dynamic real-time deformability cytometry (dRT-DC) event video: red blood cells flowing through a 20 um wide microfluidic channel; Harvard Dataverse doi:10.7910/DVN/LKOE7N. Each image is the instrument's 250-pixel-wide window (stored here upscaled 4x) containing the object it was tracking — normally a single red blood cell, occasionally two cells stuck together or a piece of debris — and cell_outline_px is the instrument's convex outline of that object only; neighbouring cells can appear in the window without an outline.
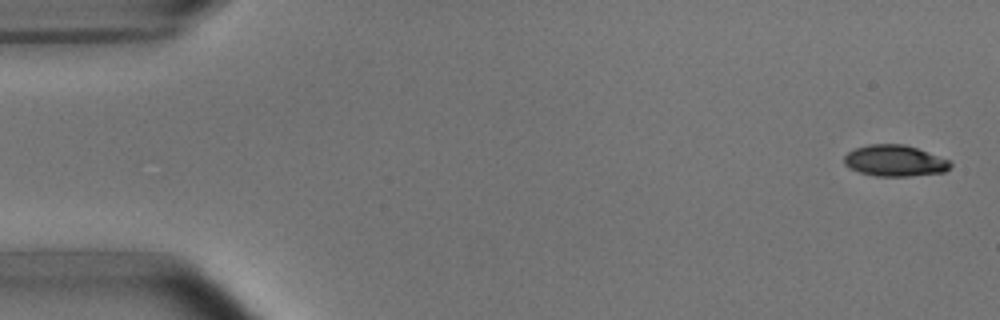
{"species": "common noctule bat (a hibernating species)", "species_latin": "Nyctalus noctula", "temperature_condition": "room temperature", "stored_images_in_passage": 4, "camera_frame_rate_fps": 3000, "um_per_image_px": 0.085, "animal": {"sex": "male", "body_mass_g": 15.6}, "frame": {"image": 1, "passage_image": 1, "time_ms": 0.0, "image_size_px": [1000, 320], "cell_outline_px": [[952, 164], [944, 172], [908, 176], [876, 176], [860, 172], [844, 164], [844, 156], [848, 152], [856, 148], [868, 144], [904, 144], [928, 152], [948, 160]], "centroid_in_image_um": [76.04, 13.66], "position_along_channel_um": 9.0, "area_um2": 19.07}}
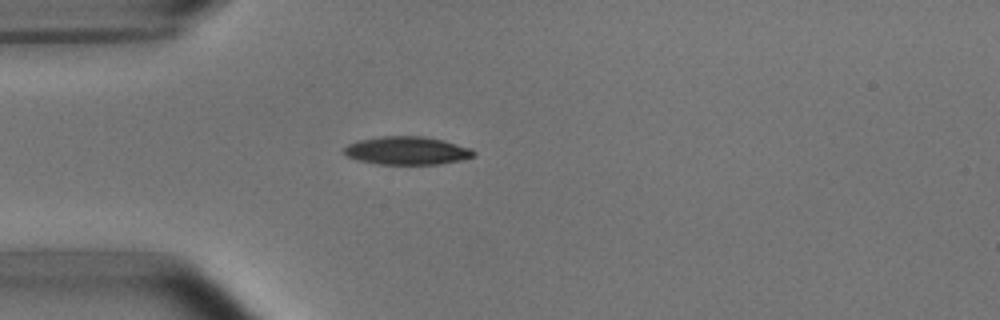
{"frame": {"image": 2, "passage_image": 4, "time_ms": 4.333, "image_size_px": [1000, 320], "cell_outline_px": [[476, 156], [460, 160], [440, 164], [376, 164], [356, 160], [348, 156], [344, 152], [344, 148], [348, 144], [356, 140], [380, 136], [424, 136], [472, 148], [476, 152]], "centroid_in_image_um": [34.58, 12.8], "position_along_channel_um": 50.4, "area_um2": 21.33}}